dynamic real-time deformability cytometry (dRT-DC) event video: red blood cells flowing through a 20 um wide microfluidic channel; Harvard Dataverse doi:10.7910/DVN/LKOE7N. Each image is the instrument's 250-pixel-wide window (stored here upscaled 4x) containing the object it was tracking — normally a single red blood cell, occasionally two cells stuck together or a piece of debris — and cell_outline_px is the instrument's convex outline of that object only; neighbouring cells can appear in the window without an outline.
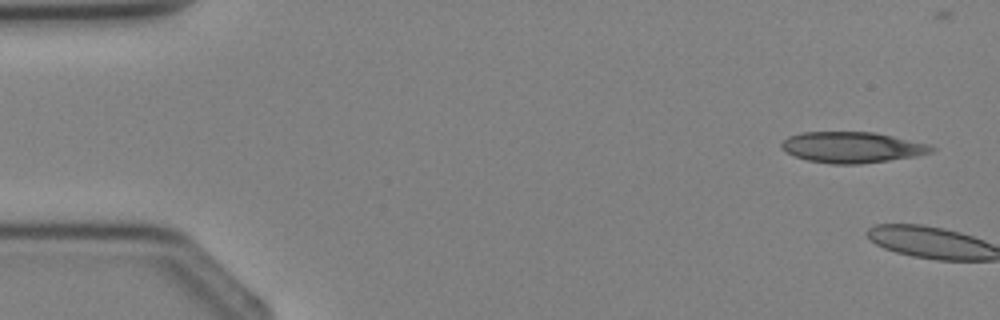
{"species": "Egyptian fruit bat (a non-hibernating species)", "species_latin": "Rousettus aegyptiacus", "temperature_condition": "cold", "stored_images_in_passage": 3, "camera_frame_rate_fps": 3000, "um_per_image_px": 0.085, "animal": {"sex": "female"}, "frame": {"image": 1, "passage_image": 1, "time_ms": 0.0, "image_size_px": [1000, 320], "cell_outline_px": [[936, 148], [932, 152], [916, 156], [860, 164], [832, 164], [808, 160], [784, 152], [780, 148], [780, 144], [788, 136], [800, 132], [876, 132], [928, 144]], "centroid_in_image_um": [72.4, 12.52], "position_along_channel_um": 12.6, "area_um2": 27.05}}